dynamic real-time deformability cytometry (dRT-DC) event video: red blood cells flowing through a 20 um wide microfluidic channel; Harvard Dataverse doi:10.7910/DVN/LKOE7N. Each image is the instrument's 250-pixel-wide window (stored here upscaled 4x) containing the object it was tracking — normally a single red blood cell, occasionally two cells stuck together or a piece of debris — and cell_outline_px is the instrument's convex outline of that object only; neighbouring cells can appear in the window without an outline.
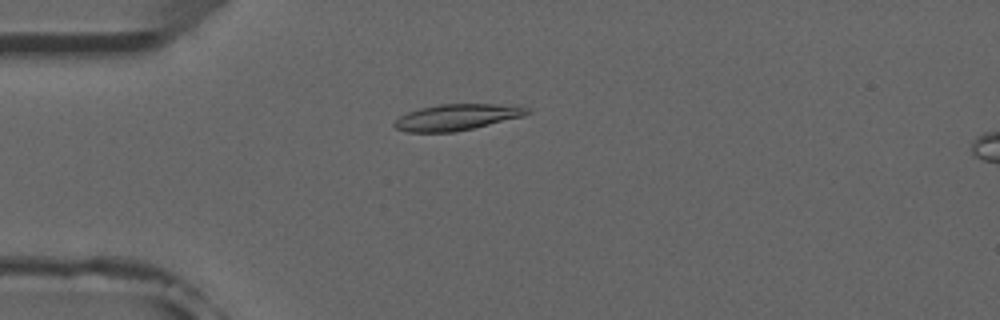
{"species": "common noctule bat (a hibernating species)", "species_latin": "Nyctalus noctula", "temperature_condition": "room temperature", "stored_images_in_passage": 4, "camera_frame_rate_fps": 3000, "um_per_image_px": 0.085, "animal": {"sex": "male", "forearm_length_mm": 52.5}, "frame": {"image": 1, "passage_image": 3, "time_ms": 2.333, "image_size_px": [1000, 320], "cell_outline_px": [[532, 112], [524, 116], [472, 128], [452, 132], [404, 132], [396, 128], [392, 124], [400, 116], [408, 112], [420, 108], [440, 104], [520, 104], [532, 108]], "centroid_in_image_um": [38.91, 9.94], "position_along_channel_um": 46.1, "area_um2": 20.46}}